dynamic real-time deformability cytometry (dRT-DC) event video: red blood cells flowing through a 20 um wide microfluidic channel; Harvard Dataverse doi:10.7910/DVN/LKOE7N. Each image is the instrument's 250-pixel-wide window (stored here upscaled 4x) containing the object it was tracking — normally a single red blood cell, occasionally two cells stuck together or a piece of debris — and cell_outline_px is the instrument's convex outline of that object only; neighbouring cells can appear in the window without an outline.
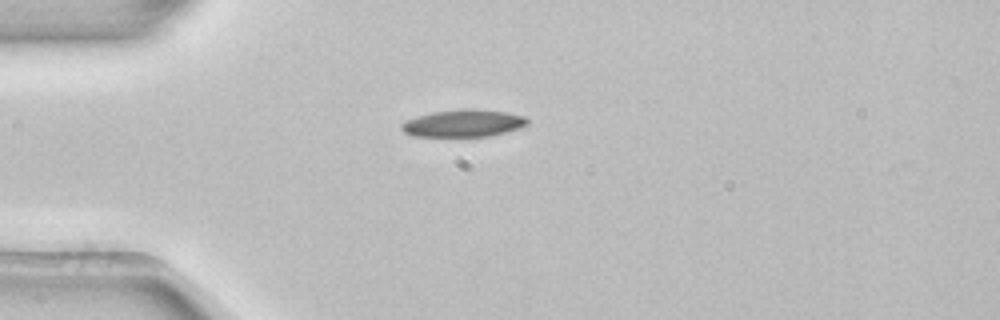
{"species": "common noctule bat (a hibernating species)", "species_latin": "Nyctalus noctula", "temperature_condition": "room temperature", "stored_images_in_passage": 1, "camera_frame_rate_fps": 3000, "um_per_image_px": 0.085, "animal": {"sex": "female", "body_mass_g": 22.7, "forearm_length_mm": 54.2}, "frame": {"image": 1, "passage_image": 1, "time_ms": 0.0, "image_size_px": [1000, 320], "cell_outline_px": [[528, 124], [520, 128], [488, 136], [412, 136], [404, 132], [400, 128], [400, 124], [404, 120], [416, 116], [432, 112], [464, 108], [472, 108], [504, 112], [524, 116], [528, 120]], "centroid_in_image_um": [39.34, 10.47], "position_along_channel_um": 45.7, "area_um2": 20.06}}